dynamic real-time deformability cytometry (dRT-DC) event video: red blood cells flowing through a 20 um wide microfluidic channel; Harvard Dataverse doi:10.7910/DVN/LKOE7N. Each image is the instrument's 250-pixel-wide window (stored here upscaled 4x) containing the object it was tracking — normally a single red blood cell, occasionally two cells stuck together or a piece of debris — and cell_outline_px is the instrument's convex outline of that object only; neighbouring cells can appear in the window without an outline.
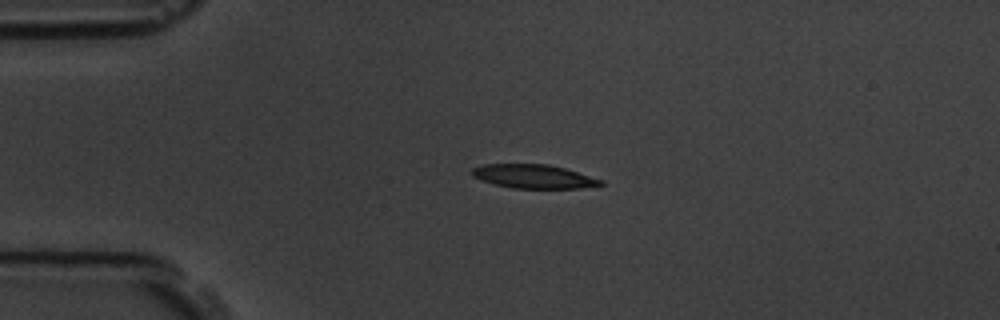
{"species": "common noctule bat (a hibernating species)", "species_latin": "Nyctalus noctula", "temperature_condition": "room temperature", "stored_images_in_passage": 4, "camera_frame_rate_fps": 3000, "um_per_image_px": 0.085, "animal": {"sex": "male", "body_mass_g": 19.5, "forearm_length_mm": 54.6}, "frame": {"image": 1, "passage_image": 3, "time_ms": 2.333, "image_size_px": [1000, 320], "cell_outline_px": [[604, 184], [580, 188], [512, 188], [496, 184], [472, 176], [468, 172], [472, 168], [484, 164], [548, 164], [564, 168], [604, 180]], "centroid_in_image_um": [45.35, 14.99], "position_along_channel_um": 39.7, "area_um2": 17.74}}